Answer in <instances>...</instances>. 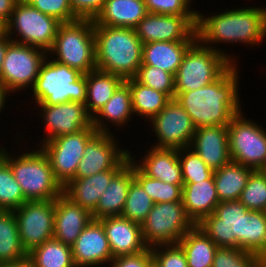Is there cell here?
I'll list each match as a JSON object with an SVG mask.
<instances>
[{"mask_svg":"<svg viewBox=\"0 0 266 267\" xmlns=\"http://www.w3.org/2000/svg\"><path fill=\"white\" fill-rule=\"evenodd\" d=\"M184 183L213 179L214 171L190 147L178 150Z\"/></svg>","mask_w":266,"mask_h":267,"instance_id":"obj_41","label":"cell"},{"mask_svg":"<svg viewBox=\"0 0 266 267\" xmlns=\"http://www.w3.org/2000/svg\"><path fill=\"white\" fill-rule=\"evenodd\" d=\"M115 139H118L115 138V133L97 132L87 142L74 178L90 177L112 168H123L130 161V150L120 148L119 141Z\"/></svg>","mask_w":266,"mask_h":267,"instance_id":"obj_16","label":"cell"},{"mask_svg":"<svg viewBox=\"0 0 266 267\" xmlns=\"http://www.w3.org/2000/svg\"><path fill=\"white\" fill-rule=\"evenodd\" d=\"M242 250L266 260V213L249 210L244 215Z\"/></svg>","mask_w":266,"mask_h":267,"instance_id":"obj_36","label":"cell"},{"mask_svg":"<svg viewBox=\"0 0 266 267\" xmlns=\"http://www.w3.org/2000/svg\"><path fill=\"white\" fill-rule=\"evenodd\" d=\"M262 267H266V260H263V266Z\"/></svg>","mask_w":266,"mask_h":267,"instance_id":"obj_55","label":"cell"},{"mask_svg":"<svg viewBox=\"0 0 266 267\" xmlns=\"http://www.w3.org/2000/svg\"><path fill=\"white\" fill-rule=\"evenodd\" d=\"M40 12L54 17L61 23L79 19L72 11L69 0H25Z\"/></svg>","mask_w":266,"mask_h":267,"instance_id":"obj_44","label":"cell"},{"mask_svg":"<svg viewBox=\"0 0 266 267\" xmlns=\"http://www.w3.org/2000/svg\"><path fill=\"white\" fill-rule=\"evenodd\" d=\"M38 149V150H37ZM0 156L9 164L14 178L27 201L54 200L63 194V186L55 178L50 161L39 147L13 155L2 146Z\"/></svg>","mask_w":266,"mask_h":267,"instance_id":"obj_4","label":"cell"},{"mask_svg":"<svg viewBox=\"0 0 266 267\" xmlns=\"http://www.w3.org/2000/svg\"><path fill=\"white\" fill-rule=\"evenodd\" d=\"M190 148L213 171L230 163L228 126L196 128Z\"/></svg>","mask_w":266,"mask_h":267,"instance_id":"obj_21","label":"cell"},{"mask_svg":"<svg viewBox=\"0 0 266 267\" xmlns=\"http://www.w3.org/2000/svg\"><path fill=\"white\" fill-rule=\"evenodd\" d=\"M5 34V24L0 20V37Z\"/></svg>","mask_w":266,"mask_h":267,"instance_id":"obj_53","label":"cell"},{"mask_svg":"<svg viewBox=\"0 0 266 267\" xmlns=\"http://www.w3.org/2000/svg\"><path fill=\"white\" fill-rule=\"evenodd\" d=\"M144 153L142 160H137L130 153V160L147 176L173 185H183L182 167L177 149L151 146ZM137 160V161H135Z\"/></svg>","mask_w":266,"mask_h":267,"instance_id":"obj_22","label":"cell"},{"mask_svg":"<svg viewBox=\"0 0 266 267\" xmlns=\"http://www.w3.org/2000/svg\"><path fill=\"white\" fill-rule=\"evenodd\" d=\"M96 133L94 127H88L76 133L58 136L39 145L50 161L55 178L63 187L75 177L84 148Z\"/></svg>","mask_w":266,"mask_h":267,"instance_id":"obj_12","label":"cell"},{"mask_svg":"<svg viewBox=\"0 0 266 267\" xmlns=\"http://www.w3.org/2000/svg\"><path fill=\"white\" fill-rule=\"evenodd\" d=\"M237 63L217 80L193 91L175 92V99L191 117L195 128L228 126L242 110ZM239 79V80H238ZM240 95V96H239Z\"/></svg>","mask_w":266,"mask_h":267,"instance_id":"obj_2","label":"cell"},{"mask_svg":"<svg viewBox=\"0 0 266 267\" xmlns=\"http://www.w3.org/2000/svg\"><path fill=\"white\" fill-rule=\"evenodd\" d=\"M195 41H158L143 44L142 65L158 67L176 75L183 56Z\"/></svg>","mask_w":266,"mask_h":267,"instance_id":"obj_29","label":"cell"},{"mask_svg":"<svg viewBox=\"0 0 266 267\" xmlns=\"http://www.w3.org/2000/svg\"><path fill=\"white\" fill-rule=\"evenodd\" d=\"M121 169L122 168H112L90 177L73 178L63 187V194L74 204L80 205L82 208L92 213L111 179Z\"/></svg>","mask_w":266,"mask_h":267,"instance_id":"obj_24","label":"cell"},{"mask_svg":"<svg viewBox=\"0 0 266 267\" xmlns=\"http://www.w3.org/2000/svg\"><path fill=\"white\" fill-rule=\"evenodd\" d=\"M149 123L157 137V148L183 149L190 147L195 133L191 117L175 99H170L166 106Z\"/></svg>","mask_w":266,"mask_h":267,"instance_id":"obj_15","label":"cell"},{"mask_svg":"<svg viewBox=\"0 0 266 267\" xmlns=\"http://www.w3.org/2000/svg\"><path fill=\"white\" fill-rule=\"evenodd\" d=\"M243 115L241 111L228 124L231 160L254 170H263L266 167V129Z\"/></svg>","mask_w":266,"mask_h":267,"instance_id":"obj_10","label":"cell"},{"mask_svg":"<svg viewBox=\"0 0 266 267\" xmlns=\"http://www.w3.org/2000/svg\"><path fill=\"white\" fill-rule=\"evenodd\" d=\"M28 260L32 267H75L71 246L54 238L28 253Z\"/></svg>","mask_w":266,"mask_h":267,"instance_id":"obj_35","label":"cell"},{"mask_svg":"<svg viewBox=\"0 0 266 267\" xmlns=\"http://www.w3.org/2000/svg\"><path fill=\"white\" fill-rule=\"evenodd\" d=\"M135 79L154 90L163 92L170 99L175 98V75L158 67L141 65Z\"/></svg>","mask_w":266,"mask_h":267,"instance_id":"obj_42","label":"cell"},{"mask_svg":"<svg viewBox=\"0 0 266 267\" xmlns=\"http://www.w3.org/2000/svg\"><path fill=\"white\" fill-rule=\"evenodd\" d=\"M263 260L240 248L219 247L212 267H262Z\"/></svg>","mask_w":266,"mask_h":267,"instance_id":"obj_43","label":"cell"},{"mask_svg":"<svg viewBox=\"0 0 266 267\" xmlns=\"http://www.w3.org/2000/svg\"><path fill=\"white\" fill-rule=\"evenodd\" d=\"M193 0H144L149 13L161 15L197 16L195 9L191 10Z\"/></svg>","mask_w":266,"mask_h":267,"instance_id":"obj_45","label":"cell"},{"mask_svg":"<svg viewBox=\"0 0 266 267\" xmlns=\"http://www.w3.org/2000/svg\"><path fill=\"white\" fill-rule=\"evenodd\" d=\"M28 259L18 232L13 210H0V264L18 263Z\"/></svg>","mask_w":266,"mask_h":267,"instance_id":"obj_32","label":"cell"},{"mask_svg":"<svg viewBox=\"0 0 266 267\" xmlns=\"http://www.w3.org/2000/svg\"><path fill=\"white\" fill-rule=\"evenodd\" d=\"M73 13L79 19H94L102 10L105 0H69Z\"/></svg>","mask_w":266,"mask_h":267,"instance_id":"obj_48","label":"cell"},{"mask_svg":"<svg viewBox=\"0 0 266 267\" xmlns=\"http://www.w3.org/2000/svg\"><path fill=\"white\" fill-rule=\"evenodd\" d=\"M50 55L42 63L32 92L37 104L57 105L67 101L86 103V74L61 64Z\"/></svg>","mask_w":266,"mask_h":267,"instance_id":"obj_5","label":"cell"},{"mask_svg":"<svg viewBox=\"0 0 266 267\" xmlns=\"http://www.w3.org/2000/svg\"><path fill=\"white\" fill-rule=\"evenodd\" d=\"M35 107L41 109L38 116H41L40 119H42L46 129V137H43L40 145L58 136L93 127V117L88 113L84 103L73 101L57 105H44L42 103L35 104Z\"/></svg>","mask_w":266,"mask_h":267,"instance_id":"obj_18","label":"cell"},{"mask_svg":"<svg viewBox=\"0 0 266 267\" xmlns=\"http://www.w3.org/2000/svg\"><path fill=\"white\" fill-rule=\"evenodd\" d=\"M249 211L239 200L220 202L214 213L197 226L218 246L242 249L244 215Z\"/></svg>","mask_w":266,"mask_h":267,"instance_id":"obj_13","label":"cell"},{"mask_svg":"<svg viewBox=\"0 0 266 267\" xmlns=\"http://www.w3.org/2000/svg\"><path fill=\"white\" fill-rule=\"evenodd\" d=\"M92 219L88 210L62 194L55 199L53 238L72 246Z\"/></svg>","mask_w":266,"mask_h":267,"instance_id":"obj_23","label":"cell"},{"mask_svg":"<svg viewBox=\"0 0 266 267\" xmlns=\"http://www.w3.org/2000/svg\"><path fill=\"white\" fill-rule=\"evenodd\" d=\"M131 91L129 84L124 81L112 95V98L93 117V127L99 133H111L107 124L111 122L112 127H125L133 118ZM107 121V122H106Z\"/></svg>","mask_w":266,"mask_h":267,"instance_id":"obj_27","label":"cell"},{"mask_svg":"<svg viewBox=\"0 0 266 267\" xmlns=\"http://www.w3.org/2000/svg\"><path fill=\"white\" fill-rule=\"evenodd\" d=\"M60 24L56 18L40 12L25 0H19L5 25V34L14 42L37 47L48 53L53 47Z\"/></svg>","mask_w":266,"mask_h":267,"instance_id":"obj_8","label":"cell"},{"mask_svg":"<svg viewBox=\"0 0 266 267\" xmlns=\"http://www.w3.org/2000/svg\"><path fill=\"white\" fill-rule=\"evenodd\" d=\"M186 254L188 267H212L219 248L197 225L178 242Z\"/></svg>","mask_w":266,"mask_h":267,"instance_id":"obj_33","label":"cell"},{"mask_svg":"<svg viewBox=\"0 0 266 267\" xmlns=\"http://www.w3.org/2000/svg\"><path fill=\"white\" fill-rule=\"evenodd\" d=\"M195 224L186 215L182 201L154 203L141 224L148 248L177 244Z\"/></svg>","mask_w":266,"mask_h":267,"instance_id":"obj_9","label":"cell"},{"mask_svg":"<svg viewBox=\"0 0 266 267\" xmlns=\"http://www.w3.org/2000/svg\"><path fill=\"white\" fill-rule=\"evenodd\" d=\"M148 267H158L156 263L153 261Z\"/></svg>","mask_w":266,"mask_h":267,"instance_id":"obj_54","label":"cell"},{"mask_svg":"<svg viewBox=\"0 0 266 267\" xmlns=\"http://www.w3.org/2000/svg\"><path fill=\"white\" fill-rule=\"evenodd\" d=\"M233 63L196 40L185 52L175 75V92L200 89L217 80Z\"/></svg>","mask_w":266,"mask_h":267,"instance_id":"obj_7","label":"cell"},{"mask_svg":"<svg viewBox=\"0 0 266 267\" xmlns=\"http://www.w3.org/2000/svg\"><path fill=\"white\" fill-rule=\"evenodd\" d=\"M196 35L202 45L224 54L235 64V57L219 49L218 43H243L251 47L261 44L266 37V6L226 9L208 17L197 11Z\"/></svg>","mask_w":266,"mask_h":267,"instance_id":"obj_1","label":"cell"},{"mask_svg":"<svg viewBox=\"0 0 266 267\" xmlns=\"http://www.w3.org/2000/svg\"><path fill=\"white\" fill-rule=\"evenodd\" d=\"M134 179L142 186L154 203L182 201L183 185H173L145 175L134 164Z\"/></svg>","mask_w":266,"mask_h":267,"instance_id":"obj_37","label":"cell"},{"mask_svg":"<svg viewBox=\"0 0 266 267\" xmlns=\"http://www.w3.org/2000/svg\"><path fill=\"white\" fill-rule=\"evenodd\" d=\"M154 202L145 192L142 186L133 179L130 183L126 203L121 216L130 221L142 224L150 210L153 208Z\"/></svg>","mask_w":266,"mask_h":267,"instance_id":"obj_39","label":"cell"},{"mask_svg":"<svg viewBox=\"0 0 266 267\" xmlns=\"http://www.w3.org/2000/svg\"><path fill=\"white\" fill-rule=\"evenodd\" d=\"M27 200L9 164L0 156V210H16Z\"/></svg>","mask_w":266,"mask_h":267,"instance_id":"obj_38","label":"cell"},{"mask_svg":"<svg viewBox=\"0 0 266 267\" xmlns=\"http://www.w3.org/2000/svg\"><path fill=\"white\" fill-rule=\"evenodd\" d=\"M254 169L238 163L230 162L215 170L213 179L220 202L239 200L248 178Z\"/></svg>","mask_w":266,"mask_h":267,"instance_id":"obj_31","label":"cell"},{"mask_svg":"<svg viewBox=\"0 0 266 267\" xmlns=\"http://www.w3.org/2000/svg\"><path fill=\"white\" fill-rule=\"evenodd\" d=\"M98 70L124 80L135 78L142 65L143 43L133 28L94 25Z\"/></svg>","mask_w":266,"mask_h":267,"instance_id":"obj_3","label":"cell"},{"mask_svg":"<svg viewBox=\"0 0 266 267\" xmlns=\"http://www.w3.org/2000/svg\"><path fill=\"white\" fill-rule=\"evenodd\" d=\"M131 91L132 110L135 116L149 122L163 108L170 98L163 92L142 85L135 78L125 80ZM137 114V115H136ZM142 116V117H141Z\"/></svg>","mask_w":266,"mask_h":267,"instance_id":"obj_34","label":"cell"},{"mask_svg":"<svg viewBox=\"0 0 266 267\" xmlns=\"http://www.w3.org/2000/svg\"><path fill=\"white\" fill-rule=\"evenodd\" d=\"M182 203L186 215L197 225L205 216L214 213L220 203L214 179L184 183L182 187Z\"/></svg>","mask_w":266,"mask_h":267,"instance_id":"obj_26","label":"cell"},{"mask_svg":"<svg viewBox=\"0 0 266 267\" xmlns=\"http://www.w3.org/2000/svg\"><path fill=\"white\" fill-rule=\"evenodd\" d=\"M43 49L20 44L8 37V47L2 64L0 83L10 93L32 89L40 67L48 54ZM30 87V88H29Z\"/></svg>","mask_w":266,"mask_h":267,"instance_id":"obj_11","label":"cell"},{"mask_svg":"<svg viewBox=\"0 0 266 267\" xmlns=\"http://www.w3.org/2000/svg\"><path fill=\"white\" fill-rule=\"evenodd\" d=\"M19 0H0V20L6 25Z\"/></svg>","mask_w":266,"mask_h":267,"instance_id":"obj_49","label":"cell"},{"mask_svg":"<svg viewBox=\"0 0 266 267\" xmlns=\"http://www.w3.org/2000/svg\"><path fill=\"white\" fill-rule=\"evenodd\" d=\"M153 262L151 248L133 255H123L113 258L110 267H148Z\"/></svg>","mask_w":266,"mask_h":267,"instance_id":"obj_47","label":"cell"},{"mask_svg":"<svg viewBox=\"0 0 266 267\" xmlns=\"http://www.w3.org/2000/svg\"><path fill=\"white\" fill-rule=\"evenodd\" d=\"M11 96L10 95V92L8 91V89L0 83V114H1V111L3 112L4 109H5V105L7 103L6 100H9L7 97Z\"/></svg>","mask_w":266,"mask_h":267,"instance_id":"obj_51","label":"cell"},{"mask_svg":"<svg viewBox=\"0 0 266 267\" xmlns=\"http://www.w3.org/2000/svg\"><path fill=\"white\" fill-rule=\"evenodd\" d=\"M151 253L158 267H188L186 254L178 243L153 247Z\"/></svg>","mask_w":266,"mask_h":267,"instance_id":"obj_46","label":"cell"},{"mask_svg":"<svg viewBox=\"0 0 266 267\" xmlns=\"http://www.w3.org/2000/svg\"><path fill=\"white\" fill-rule=\"evenodd\" d=\"M0 267H32L30 261L27 259L18 263L0 264Z\"/></svg>","mask_w":266,"mask_h":267,"instance_id":"obj_52","label":"cell"},{"mask_svg":"<svg viewBox=\"0 0 266 267\" xmlns=\"http://www.w3.org/2000/svg\"><path fill=\"white\" fill-rule=\"evenodd\" d=\"M239 201L251 211H266V173L263 170L250 174Z\"/></svg>","mask_w":266,"mask_h":267,"instance_id":"obj_40","label":"cell"},{"mask_svg":"<svg viewBox=\"0 0 266 267\" xmlns=\"http://www.w3.org/2000/svg\"><path fill=\"white\" fill-rule=\"evenodd\" d=\"M13 212L18 224L21 245L27 254L53 238L55 199L26 201Z\"/></svg>","mask_w":266,"mask_h":267,"instance_id":"obj_14","label":"cell"},{"mask_svg":"<svg viewBox=\"0 0 266 267\" xmlns=\"http://www.w3.org/2000/svg\"><path fill=\"white\" fill-rule=\"evenodd\" d=\"M134 179V163L130 160L110 181L100 196L92 218L120 216L124 209L131 181Z\"/></svg>","mask_w":266,"mask_h":267,"instance_id":"obj_25","label":"cell"},{"mask_svg":"<svg viewBox=\"0 0 266 267\" xmlns=\"http://www.w3.org/2000/svg\"><path fill=\"white\" fill-rule=\"evenodd\" d=\"M197 16L147 13L134 28L143 44L158 41H196Z\"/></svg>","mask_w":266,"mask_h":267,"instance_id":"obj_17","label":"cell"},{"mask_svg":"<svg viewBox=\"0 0 266 267\" xmlns=\"http://www.w3.org/2000/svg\"><path fill=\"white\" fill-rule=\"evenodd\" d=\"M47 54L83 74L97 69L93 20L77 19L61 23L53 47Z\"/></svg>","mask_w":266,"mask_h":267,"instance_id":"obj_6","label":"cell"},{"mask_svg":"<svg viewBox=\"0 0 266 267\" xmlns=\"http://www.w3.org/2000/svg\"><path fill=\"white\" fill-rule=\"evenodd\" d=\"M99 221L104 227L113 258L148 249L143 239L141 224L121 215L105 217Z\"/></svg>","mask_w":266,"mask_h":267,"instance_id":"obj_20","label":"cell"},{"mask_svg":"<svg viewBox=\"0 0 266 267\" xmlns=\"http://www.w3.org/2000/svg\"><path fill=\"white\" fill-rule=\"evenodd\" d=\"M8 47V36L6 34L0 37V76L2 71V64Z\"/></svg>","mask_w":266,"mask_h":267,"instance_id":"obj_50","label":"cell"},{"mask_svg":"<svg viewBox=\"0 0 266 267\" xmlns=\"http://www.w3.org/2000/svg\"><path fill=\"white\" fill-rule=\"evenodd\" d=\"M125 80L112 73L95 69L86 74L87 95L86 108L94 117L112 98L117 88Z\"/></svg>","mask_w":266,"mask_h":267,"instance_id":"obj_30","label":"cell"},{"mask_svg":"<svg viewBox=\"0 0 266 267\" xmlns=\"http://www.w3.org/2000/svg\"><path fill=\"white\" fill-rule=\"evenodd\" d=\"M75 267H94L113 260L102 223L92 219L71 246Z\"/></svg>","mask_w":266,"mask_h":267,"instance_id":"obj_19","label":"cell"},{"mask_svg":"<svg viewBox=\"0 0 266 267\" xmlns=\"http://www.w3.org/2000/svg\"><path fill=\"white\" fill-rule=\"evenodd\" d=\"M147 13L144 0H105L93 22L94 25L134 29Z\"/></svg>","mask_w":266,"mask_h":267,"instance_id":"obj_28","label":"cell"}]
</instances>
